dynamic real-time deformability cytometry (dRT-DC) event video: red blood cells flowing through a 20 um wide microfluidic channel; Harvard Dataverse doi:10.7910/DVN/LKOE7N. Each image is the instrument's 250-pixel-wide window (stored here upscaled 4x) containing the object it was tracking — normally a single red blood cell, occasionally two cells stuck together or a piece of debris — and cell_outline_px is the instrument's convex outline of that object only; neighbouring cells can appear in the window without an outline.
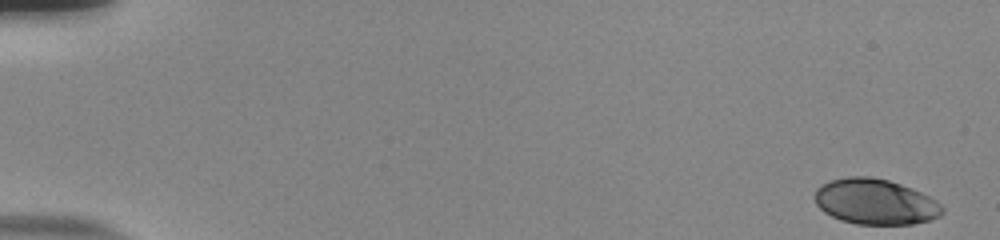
{"species": "human", "species_latin": "Homo sapiens", "temperature_condition": "room temperature", "stored_images_in_passage": 53, "camera_frame_rate_fps": 3000, "um_per_image_px": 0.085, "donor": {"sex": "male"}, "frame": {"image": 1, "passage_image": 1, "time_ms": 0.0, "image_size_px": [1000, 240], "cell_outline_px": [[944, 212], [940, 216], [928, 220], [912, 224], [856, 224], [840, 220], [824, 212], [816, 204], [816, 188], [820, 184], [832, 180], [848, 176], [872, 176], [888, 180], [900, 184], [920, 192], [936, 200], [944, 208]], "centroid_in_image_um": [74.39, 17.14], "position_along_channel_um": 10.6, "area_um2": 33.81}}
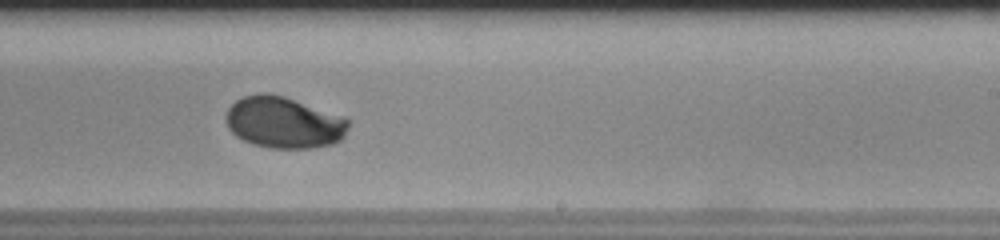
{"frame": {"image": 2, "passage_image": 34, "time_ms": 11.0, "image_size_px": [1000, 240], "cell_outline_px": [[348, 128], [344, 136], [340, 140], [332, 144], [312, 148], [272, 148], [252, 144], [236, 136], [228, 128], [228, 108], [236, 100], [244, 96], [260, 92], [272, 92], [344, 116], [348, 120]], "centroid_in_image_um": [24.14, 10.4], "position_along_channel_um": 264.9, "area_um2": 36.76}}
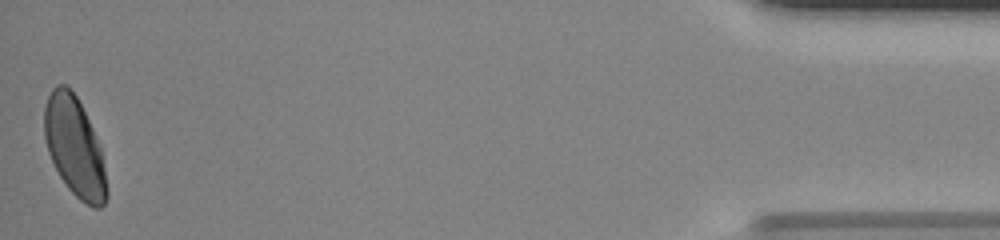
{"frame": {"image": 3, "passage_image": 53, "time_ms": 17.333, "image_size_px": [1000, 240], "cell_outline_px": [[108, 196], [104, 204], [100, 208], [92, 208], [80, 200], [68, 188], [60, 176], [48, 152], [44, 136], [44, 108], [48, 96], [52, 88], [56, 84], [68, 84], [76, 96], [100, 144], [108, 192]], "centroid_in_image_um": [6.34, 12.48], "position_along_channel_um": 428.9, "area_um2": 36.07}, "authors_computed_cell_mechanics": {"area_um2": 36.0672, "velocity_mm_per_s": 3.8726, "shape_relaxation_time_tau1_ms": 3.1659, "shape_relaxation_time_tau2_ms": null, "deformation_change_tau1": 0.1381, "deformation_change_tau2": null}}